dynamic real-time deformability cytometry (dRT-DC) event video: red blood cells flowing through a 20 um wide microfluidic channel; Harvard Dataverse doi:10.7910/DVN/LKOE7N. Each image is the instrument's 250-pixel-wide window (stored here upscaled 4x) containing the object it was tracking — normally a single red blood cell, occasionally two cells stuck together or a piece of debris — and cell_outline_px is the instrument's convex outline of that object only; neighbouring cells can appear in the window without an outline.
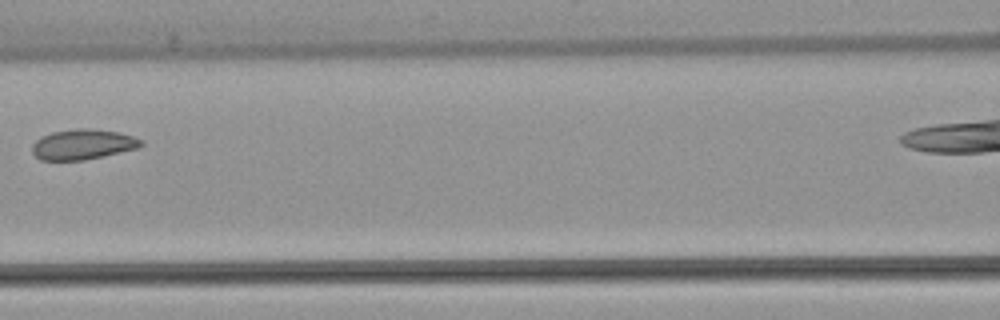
{"species": "common noctule bat (a hibernating species)", "species_latin": "Nyctalus noctula", "temperature_condition": "warm", "stored_images_in_passage": 6, "segment_of_instrument_passage": [1, 2], "camera_frame_rate_fps": 3000, "um_per_image_px": 0.085, "animal": {"sex": "female", "body_mass_g": 22.7, "forearm_length_mm": 54.2}, "frame": {"image": 1, "passage_image": 5, "time_ms": 5.0, "image_size_px": [1000, 320], "cell_outline_px": [[144, 144], [136, 148], [84, 160], [40, 160], [32, 152], [32, 144], [40, 136], [52, 132], [76, 128], [88, 128], [116, 132], [132, 136], [144, 140]], "centroid_in_image_um": [7.0, 12.26], "position_along_channel_um": 159.6, "area_um2": 19.07}}